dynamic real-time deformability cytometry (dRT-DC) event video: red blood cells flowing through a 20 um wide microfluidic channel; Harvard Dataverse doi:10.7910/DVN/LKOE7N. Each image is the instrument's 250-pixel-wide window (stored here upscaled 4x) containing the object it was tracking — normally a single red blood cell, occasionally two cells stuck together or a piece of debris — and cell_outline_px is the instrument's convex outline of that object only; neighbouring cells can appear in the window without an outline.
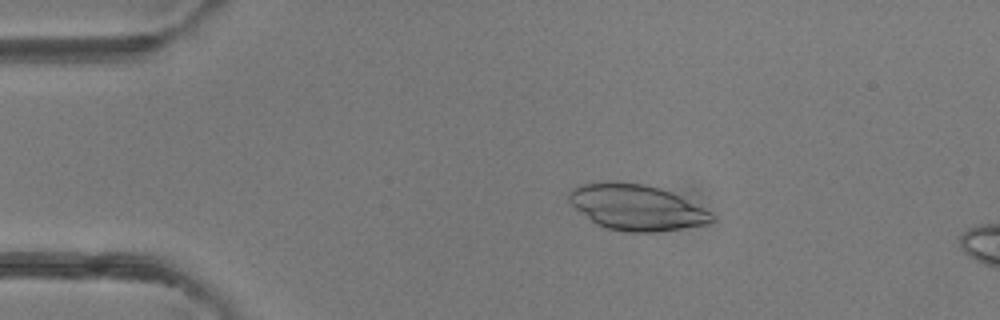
{"species": "common noctule bat (a hibernating species)", "species_latin": "Nyctalus noctula", "temperature_condition": "room temperature", "stored_images_in_passage": 15, "camera_frame_rate_fps": 3000, "um_per_image_px": 0.085, "animal": {"sex": "female"}, "frame": {"image": 1, "passage_image": 9, "time_ms": 2.667, "image_size_px": [1000, 320], "cell_outline_px": [[716, 220], [708, 224], [656, 232], [624, 232], [608, 228], [596, 224], [576, 208], [568, 200], [568, 192], [572, 188], [580, 184], [604, 180], [616, 180], [644, 184], [660, 188], [672, 192], [712, 212], [716, 216]], "centroid_in_image_um": [54.11, 17.6], "position_along_channel_um": 30.9, "area_um2": 38.55}}